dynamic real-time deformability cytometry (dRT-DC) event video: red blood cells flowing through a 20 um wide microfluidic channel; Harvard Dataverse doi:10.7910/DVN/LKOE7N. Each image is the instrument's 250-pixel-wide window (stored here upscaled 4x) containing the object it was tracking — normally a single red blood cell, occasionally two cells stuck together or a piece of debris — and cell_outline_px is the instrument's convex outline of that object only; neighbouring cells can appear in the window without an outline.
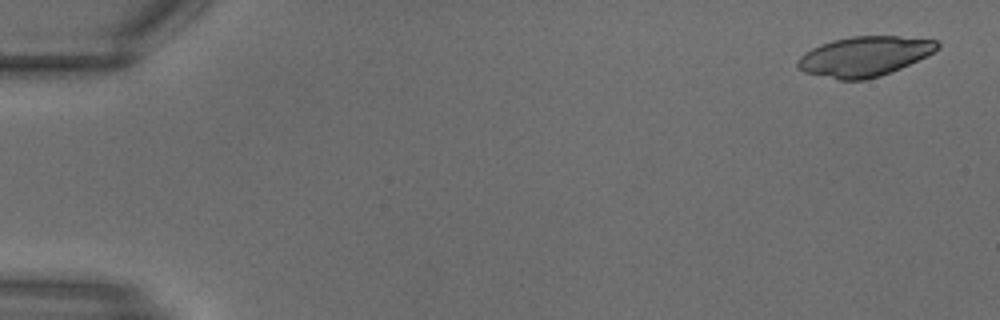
{"species": "common noctule bat (a hibernating species)", "species_latin": "Nyctalus noctula", "temperature_condition": "warm", "stored_images_in_passage": 12, "camera_frame_rate_fps": 3000, "um_per_image_px": 0.085, "animal": {"sex": "male", "body_mass_g": 18.8}, "frame": {"image": 1, "passage_image": 2, "time_ms": 0.333, "image_size_px": [1000, 320], "cell_outline_px": [[940, 48], [892, 72], [880, 76], [864, 80], [840, 80], [804, 72], [796, 68], [796, 60], [804, 52], [820, 44], [832, 40], [852, 36], [896, 36], [936, 40], [940, 44]], "centroid_in_image_um": [73.41, 4.79], "position_along_channel_um": 11.6, "area_um2": 32.37}}